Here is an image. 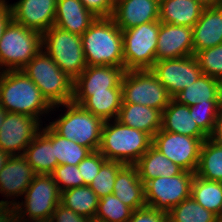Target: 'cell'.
<instances>
[{"label": "cell", "instance_id": "cell-33", "mask_svg": "<svg viewBox=\"0 0 222 222\" xmlns=\"http://www.w3.org/2000/svg\"><path fill=\"white\" fill-rule=\"evenodd\" d=\"M195 175L206 180L222 182V146L210 137L201 145Z\"/></svg>", "mask_w": 222, "mask_h": 222}, {"label": "cell", "instance_id": "cell-45", "mask_svg": "<svg viewBox=\"0 0 222 222\" xmlns=\"http://www.w3.org/2000/svg\"><path fill=\"white\" fill-rule=\"evenodd\" d=\"M210 138L215 141L217 144L222 146V112L220 118L218 119L215 129Z\"/></svg>", "mask_w": 222, "mask_h": 222}, {"label": "cell", "instance_id": "cell-36", "mask_svg": "<svg viewBox=\"0 0 222 222\" xmlns=\"http://www.w3.org/2000/svg\"><path fill=\"white\" fill-rule=\"evenodd\" d=\"M190 114L193 115L198 126L210 137L222 112V101H208V104L198 103L189 106Z\"/></svg>", "mask_w": 222, "mask_h": 222}, {"label": "cell", "instance_id": "cell-27", "mask_svg": "<svg viewBox=\"0 0 222 222\" xmlns=\"http://www.w3.org/2000/svg\"><path fill=\"white\" fill-rule=\"evenodd\" d=\"M144 185L157 177H172L184 170L160 153L153 145L134 164Z\"/></svg>", "mask_w": 222, "mask_h": 222}, {"label": "cell", "instance_id": "cell-16", "mask_svg": "<svg viewBox=\"0 0 222 222\" xmlns=\"http://www.w3.org/2000/svg\"><path fill=\"white\" fill-rule=\"evenodd\" d=\"M56 5L57 0H19L10 4L12 19L43 34L54 25Z\"/></svg>", "mask_w": 222, "mask_h": 222}, {"label": "cell", "instance_id": "cell-17", "mask_svg": "<svg viewBox=\"0 0 222 222\" xmlns=\"http://www.w3.org/2000/svg\"><path fill=\"white\" fill-rule=\"evenodd\" d=\"M194 55L192 28L160 22L156 61Z\"/></svg>", "mask_w": 222, "mask_h": 222}, {"label": "cell", "instance_id": "cell-46", "mask_svg": "<svg viewBox=\"0 0 222 222\" xmlns=\"http://www.w3.org/2000/svg\"><path fill=\"white\" fill-rule=\"evenodd\" d=\"M195 1L200 3L205 8L222 6V0H195Z\"/></svg>", "mask_w": 222, "mask_h": 222}, {"label": "cell", "instance_id": "cell-26", "mask_svg": "<svg viewBox=\"0 0 222 222\" xmlns=\"http://www.w3.org/2000/svg\"><path fill=\"white\" fill-rule=\"evenodd\" d=\"M179 104L193 106L198 103L208 104V101H222V82L206 74L188 85L173 97Z\"/></svg>", "mask_w": 222, "mask_h": 222}, {"label": "cell", "instance_id": "cell-10", "mask_svg": "<svg viewBox=\"0 0 222 222\" xmlns=\"http://www.w3.org/2000/svg\"><path fill=\"white\" fill-rule=\"evenodd\" d=\"M121 86L122 103L146 105L162 112L172 99L151 69L125 71Z\"/></svg>", "mask_w": 222, "mask_h": 222}, {"label": "cell", "instance_id": "cell-3", "mask_svg": "<svg viewBox=\"0 0 222 222\" xmlns=\"http://www.w3.org/2000/svg\"><path fill=\"white\" fill-rule=\"evenodd\" d=\"M81 40L87 66L124 67L122 30L112 17H97Z\"/></svg>", "mask_w": 222, "mask_h": 222}, {"label": "cell", "instance_id": "cell-19", "mask_svg": "<svg viewBox=\"0 0 222 222\" xmlns=\"http://www.w3.org/2000/svg\"><path fill=\"white\" fill-rule=\"evenodd\" d=\"M36 175L23 155L10 156L0 172V193L6 199L21 197Z\"/></svg>", "mask_w": 222, "mask_h": 222}, {"label": "cell", "instance_id": "cell-4", "mask_svg": "<svg viewBox=\"0 0 222 222\" xmlns=\"http://www.w3.org/2000/svg\"><path fill=\"white\" fill-rule=\"evenodd\" d=\"M153 138L117 119L104 121L98 151L111 161L134 165L152 146Z\"/></svg>", "mask_w": 222, "mask_h": 222}, {"label": "cell", "instance_id": "cell-47", "mask_svg": "<svg viewBox=\"0 0 222 222\" xmlns=\"http://www.w3.org/2000/svg\"><path fill=\"white\" fill-rule=\"evenodd\" d=\"M0 222H26L16 220L9 212L0 214Z\"/></svg>", "mask_w": 222, "mask_h": 222}, {"label": "cell", "instance_id": "cell-44", "mask_svg": "<svg viewBox=\"0 0 222 222\" xmlns=\"http://www.w3.org/2000/svg\"><path fill=\"white\" fill-rule=\"evenodd\" d=\"M7 0H0V40L9 22L12 20V9Z\"/></svg>", "mask_w": 222, "mask_h": 222}, {"label": "cell", "instance_id": "cell-7", "mask_svg": "<svg viewBox=\"0 0 222 222\" xmlns=\"http://www.w3.org/2000/svg\"><path fill=\"white\" fill-rule=\"evenodd\" d=\"M41 49L42 34L12 19L0 40V72L21 70Z\"/></svg>", "mask_w": 222, "mask_h": 222}, {"label": "cell", "instance_id": "cell-9", "mask_svg": "<svg viewBox=\"0 0 222 222\" xmlns=\"http://www.w3.org/2000/svg\"><path fill=\"white\" fill-rule=\"evenodd\" d=\"M160 21L140 24L122 30L124 69H151L156 62L157 40Z\"/></svg>", "mask_w": 222, "mask_h": 222}, {"label": "cell", "instance_id": "cell-15", "mask_svg": "<svg viewBox=\"0 0 222 222\" xmlns=\"http://www.w3.org/2000/svg\"><path fill=\"white\" fill-rule=\"evenodd\" d=\"M40 123L37 118L7 112L0 128V149L11 156L23 155L26 147L41 131Z\"/></svg>", "mask_w": 222, "mask_h": 222}, {"label": "cell", "instance_id": "cell-43", "mask_svg": "<svg viewBox=\"0 0 222 222\" xmlns=\"http://www.w3.org/2000/svg\"><path fill=\"white\" fill-rule=\"evenodd\" d=\"M49 222H94L90 218L81 216L77 213H75L73 210L66 208L64 205L59 203L55 210L53 211V214L51 215V218Z\"/></svg>", "mask_w": 222, "mask_h": 222}, {"label": "cell", "instance_id": "cell-35", "mask_svg": "<svg viewBox=\"0 0 222 222\" xmlns=\"http://www.w3.org/2000/svg\"><path fill=\"white\" fill-rule=\"evenodd\" d=\"M133 210L113 193L99 199L94 222H128Z\"/></svg>", "mask_w": 222, "mask_h": 222}, {"label": "cell", "instance_id": "cell-8", "mask_svg": "<svg viewBox=\"0 0 222 222\" xmlns=\"http://www.w3.org/2000/svg\"><path fill=\"white\" fill-rule=\"evenodd\" d=\"M42 49L73 81L87 67L81 36L57 26L42 34Z\"/></svg>", "mask_w": 222, "mask_h": 222}, {"label": "cell", "instance_id": "cell-14", "mask_svg": "<svg viewBox=\"0 0 222 222\" xmlns=\"http://www.w3.org/2000/svg\"><path fill=\"white\" fill-rule=\"evenodd\" d=\"M151 71L172 98L188 85L193 84L202 74L194 55L156 61Z\"/></svg>", "mask_w": 222, "mask_h": 222}, {"label": "cell", "instance_id": "cell-38", "mask_svg": "<svg viewBox=\"0 0 222 222\" xmlns=\"http://www.w3.org/2000/svg\"><path fill=\"white\" fill-rule=\"evenodd\" d=\"M194 56L198 61L202 74L222 82V44L203 49Z\"/></svg>", "mask_w": 222, "mask_h": 222}, {"label": "cell", "instance_id": "cell-23", "mask_svg": "<svg viewBox=\"0 0 222 222\" xmlns=\"http://www.w3.org/2000/svg\"><path fill=\"white\" fill-rule=\"evenodd\" d=\"M162 130L174 132L189 137L209 138V136L198 126L190 108L179 104L173 98L162 111Z\"/></svg>", "mask_w": 222, "mask_h": 222}, {"label": "cell", "instance_id": "cell-30", "mask_svg": "<svg viewBox=\"0 0 222 222\" xmlns=\"http://www.w3.org/2000/svg\"><path fill=\"white\" fill-rule=\"evenodd\" d=\"M41 131L52 141L57 166L62 164H70L77 166L85 159L92 151L77 142L68 140L58 135L48 124L41 128Z\"/></svg>", "mask_w": 222, "mask_h": 222}, {"label": "cell", "instance_id": "cell-21", "mask_svg": "<svg viewBox=\"0 0 222 222\" xmlns=\"http://www.w3.org/2000/svg\"><path fill=\"white\" fill-rule=\"evenodd\" d=\"M97 19L80 0H57L54 26L82 36Z\"/></svg>", "mask_w": 222, "mask_h": 222}, {"label": "cell", "instance_id": "cell-5", "mask_svg": "<svg viewBox=\"0 0 222 222\" xmlns=\"http://www.w3.org/2000/svg\"><path fill=\"white\" fill-rule=\"evenodd\" d=\"M53 107L72 102L74 81L41 49L22 69Z\"/></svg>", "mask_w": 222, "mask_h": 222}, {"label": "cell", "instance_id": "cell-24", "mask_svg": "<svg viewBox=\"0 0 222 222\" xmlns=\"http://www.w3.org/2000/svg\"><path fill=\"white\" fill-rule=\"evenodd\" d=\"M117 120L153 138L162 127V112L146 105L122 103Z\"/></svg>", "mask_w": 222, "mask_h": 222}, {"label": "cell", "instance_id": "cell-37", "mask_svg": "<svg viewBox=\"0 0 222 222\" xmlns=\"http://www.w3.org/2000/svg\"><path fill=\"white\" fill-rule=\"evenodd\" d=\"M124 165V163L119 161L106 160L101 165L98 174L88 186L99 198L112 194L117 173Z\"/></svg>", "mask_w": 222, "mask_h": 222}, {"label": "cell", "instance_id": "cell-1", "mask_svg": "<svg viewBox=\"0 0 222 222\" xmlns=\"http://www.w3.org/2000/svg\"><path fill=\"white\" fill-rule=\"evenodd\" d=\"M23 196L24 202L0 200V214L9 212L19 221L49 222L61 201L58 185L53 176L47 174H37Z\"/></svg>", "mask_w": 222, "mask_h": 222}, {"label": "cell", "instance_id": "cell-22", "mask_svg": "<svg viewBox=\"0 0 222 222\" xmlns=\"http://www.w3.org/2000/svg\"><path fill=\"white\" fill-rule=\"evenodd\" d=\"M113 194L133 211L146 206L144 183L135 165H124L118 171Z\"/></svg>", "mask_w": 222, "mask_h": 222}, {"label": "cell", "instance_id": "cell-11", "mask_svg": "<svg viewBox=\"0 0 222 222\" xmlns=\"http://www.w3.org/2000/svg\"><path fill=\"white\" fill-rule=\"evenodd\" d=\"M195 173L183 171L172 177H157L144 185L146 206L168 213L172 207L191 197Z\"/></svg>", "mask_w": 222, "mask_h": 222}, {"label": "cell", "instance_id": "cell-29", "mask_svg": "<svg viewBox=\"0 0 222 222\" xmlns=\"http://www.w3.org/2000/svg\"><path fill=\"white\" fill-rule=\"evenodd\" d=\"M122 89H108V92H92L81 106L103 121L117 119L122 105Z\"/></svg>", "mask_w": 222, "mask_h": 222}, {"label": "cell", "instance_id": "cell-6", "mask_svg": "<svg viewBox=\"0 0 222 222\" xmlns=\"http://www.w3.org/2000/svg\"><path fill=\"white\" fill-rule=\"evenodd\" d=\"M60 106L66 107V113L60 114L49 126L58 135L75 141L92 152L98 151L104 121L73 101L53 106L52 109H59Z\"/></svg>", "mask_w": 222, "mask_h": 222}, {"label": "cell", "instance_id": "cell-34", "mask_svg": "<svg viewBox=\"0 0 222 222\" xmlns=\"http://www.w3.org/2000/svg\"><path fill=\"white\" fill-rule=\"evenodd\" d=\"M169 222H219L212 212L198 204L192 197L183 200L168 212Z\"/></svg>", "mask_w": 222, "mask_h": 222}, {"label": "cell", "instance_id": "cell-42", "mask_svg": "<svg viewBox=\"0 0 222 222\" xmlns=\"http://www.w3.org/2000/svg\"><path fill=\"white\" fill-rule=\"evenodd\" d=\"M97 17H112L115 0H80Z\"/></svg>", "mask_w": 222, "mask_h": 222}, {"label": "cell", "instance_id": "cell-18", "mask_svg": "<svg viewBox=\"0 0 222 222\" xmlns=\"http://www.w3.org/2000/svg\"><path fill=\"white\" fill-rule=\"evenodd\" d=\"M160 0H115L112 18L121 30L159 20Z\"/></svg>", "mask_w": 222, "mask_h": 222}, {"label": "cell", "instance_id": "cell-13", "mask_svg": "<svg viewBox=\"0 0 222 222\" xmlns=\"http://www.w3.org/2000/svg\"><path fill=\"white\" fill-rule=\"evenodd\" d=\"M124 67L110 65L87 66L73 83V102L81 105L92 92L122 89Z\"/></svg>", "mask_w": 222, "mask_h": 222}, {"label": "cell", "instance_id": "cell-20", "mask_svg": "<svg viewBox=\"0 0 222 222\" xmlns=\"http://www.w3.org/2000/svg\"><path fill=\"white\" fill-rule=\"evenodd\" d=\"M194 55L206 48L222 44V6L204 8L192 27Z\"/></svg>", "mask_w": 222, "mask_h": 222}, {"label": "cell", "instance_id": "cell-12", "mask_svg": "<svg viewBox=\"0 0 222 222\" xmlns=\"http://www.w3.org/2000/svg\"><path fill=\"white\" fill-rule=\"evenodd\" d=\"M207 138H195L160 129L153 136L152 145L184 171L195 173L200 149Z\"/></svg>", "mask_w": 222, "mask_h": 222}, {"label": "cell", "instance_id": "cell-32", "mask_svg": "<svg viewBox=\"0 0 222 222\" xmlns=\"http://www.w3.org/2000/svg\"><path fill=\"white\" fill-rule=\"evenodd\" d=\"M191 197L222 220V182L195 175L191 185Z\"/></svg>", "mask_w": 222, "mask_h": 222}, {"label": "cell", "instance_id": "cell-49", "mask_svg": "<svg viewBox=\"0 0 222 222\" xmlns=\"http://www.w3.org/2000/svg\"><path fill=\"white\" fill-rule=\"evenodd\" d=\"M6 115H7V111L0 104V128H1V125L3 124V122H4V119H5Z\"/></svg>", "mask_w": 222, "mask_h": 222}, {"label": "cell", "instance_id": "cell-28", "mask_svg": "<svg viewBox=\"0 0 222 222\" xmlns=\"http://www.w3.org/2000/svg\"><path fill=\"white\" fill-rule=\"evenodd\" d=\"M23 157L36 174L51 175L57 166L52 141L42 131L26 147Z\"/></svg>", "mask_w": 222, "mask_h": 222}, {"label": "cell", "instance_id": "cell-25", "mask_svg": "<svg viewBox=\"0 0 222 222\" xmlns=\"http://www.w3.org/2000/svg\"><path fill=\"white\" fill-rule=\"evenodd\" d=\"M204 8L195 0H160L159 21L192 28Z\"/></svg>", "mask_w": 222, "mask_h": 222}, {"label": "cell", "instance_id": "cell-31", "mask_svg": "<svg viewBox=\"0 0 222 222\" xmlns=\"http://www.w3.org/2000/svg\"><path fill=\"white\" fill-rule=\"evenodd\" d=\"M99 199L89 186L84 185L61 192L60 203L75 213L94 220Z\"/></svg>", "mask_w": 222, "mask_h": 222}, {"label": "cell", "instance_id": "cell-2", "mask_svg": "<svg viewBox=\"0 0 222 222\" xmlns=\"http://www.w3.org/2000/svg\"><path fill=\"white\" fill-rule=\"evenodd\" d=\"M0 104L7 112L25 114L40 119L52 106L40 89L22 70L0 72Z\"/></svg>", "mask_w": 222, "mask_h": 222}, {"label": "cell", "instance_id": "cell-40", "mask_svg": "<svg viewBox=\"0 0 222 222\" xmlns=\"http://www.w3.org/2000/svg\"><path fill=\"white\" fill-rule=\"evenodd\" d=\"M106 160L107 159L99 151H95L90 153L77 165L84 180V185L88 186L93 181L100 171L101 165Z\"/></svg>", "mask_w": 222, "mask_h": 222}, {"label": "cell", "instance_id": "cell-39", "mask_svg": "<svg viewBox=\"0 0 222 222\" xmlns=\"http://www.w3.org/2000/svg\"><path fill=\"white\" fill-rule=\"evenodd\" d=\"M51 175L58 185L60 192L84 186V180L77 166L70 164L58 165Z\"/></svg>", "mask_w": 222, "mask_h": 222}, {"label": "cell", "instance_id": "cell-41", "mask_svg": "<svg viewBox=\"0 0 222 222\" xmlns=\"http://www.w3.org/2000/svg\"><path fill=\"white\" fill-rule=\"evenodd\" d=\"M128 222H169L168 213L144 206L132 212Z\"/></svg>", "mask_w": 222, "mask_h": 222}, {"label": "cell", "instance_id": "cell-48", "mask_svg": "<svg viewBox=\"0 0 222 222\" xmlns=\"http://www.w3.org/2000/svg\"><path fill=\"white\" fill-rule=\"evenodd\" d=\"M10 154L0 149V172L10 158Z\"/></svg>", "mask_w": 222, "mask_h": 222}]
</instances>
